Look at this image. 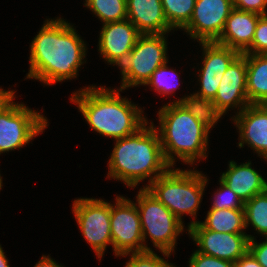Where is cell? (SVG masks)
<instances>
[{
	"label": "cell",
	"mask_w": 267,
	"mask_h": 267,
	"mask_svg": "<svg viewBox=\"0 0 267 267\" xmlns=\"http://www.w3.org/2000/svg\"><path fill=\"white\" fill-rule=\"evenodd\" d=\"M125 267H176L158 256L154 251L131 253L130 260Z\"/></svg>",
	"instance_id": "cell-28"
},
{
	"label": "cell",
	"mask_w": 267,
	"mask_h": 267,
	"mask_svg": "<svg viewBox=\"0 0 267 267\" xmlns=\"http://www.w3.org/2000/svg\"><path fill=\"white\" fill-rule=\"evenodd\" d=\"M239 130L241 148L248 144L267 160V107L264 104H250L231 118Z\"/></svg>",
	"instance_id": "cell-16"
},
{
	"label": "cell",
	"mask_w": 267,
	"mask_h": 267,
	"mask_svg": "<svg viewBox=\"0 0 267 267\" xmlns=\"http://www.w3.org/2000/svg\"><path fill=\"white\" fill-rule=\"evenodd\" d=\"M86 57V44L62 18L46 20L30 44L27 78L46 85L76 78Z\"/></svg>",
	"instance_id": "cell-1"
},
{
	"label": "cell",
	"mask_w": 267,
	"mask_h": 267,
	"mask_svg": "<svg viewBox=\"0 0 267 267\" xmlns=\"http://www.w3.org/2000/svg\"><path fill=\"white\" fill-rule=\"evenodd\" d=\"M182 107H184L192 116H194L202 125L210 132V129L218 122V120L225 114H223L217 105L213 102V99L199 96L195 93L191 96L180 98L175 100Z\"/></svg>",
	"instance_id": "cell-22"
},
{
	"label": "cell",
	"mask_w": 267,
	"mask_h": 267,
	"mask_svg": "<svg viewBox=\"0 0 267 267\" xmlns=\"http://www.w3.org/2000/svg\"><path fill=\"white\" fill-rule=\"evenodd\" d=\"M166 34H141L120 66V89L144 85L160 66L168 63Z\"/></svg>",
	"instance_id": "cell-7"
},
{
	"label": "cell",
	"mask_w": 267,
	"mask_h": 267,
	"mask_svg": "<svg viewBox=\"0 0 267 267\" xmlns=\"http://www.w3.org/2000/svg\"><path fill=\"white\" fill-rule=\"evenodd\" d=\"M260 16L253 12L234 8L227 18L224 30L216 43L243 54L252 44Z\"/></svg>",
	"instance_id": "cell-18"
},
{
	"label": "cell",
	"mask_w": 267,
	"mask_h": 267,
	"mask_svg": "<svg viewBox=\"0 0 267 267\" xmlns=\"http://www.w3.org/2000/svg\"><path fill=\"white\" fill-rule=\"evenodd\" d=\"M187 231L198 245V252L234 263L248 251L249 240L254 238L248 234L208 230L199 221H191Z\"/></svg>",
	"instance_id": "cell-11"
},
{
	"label": "cell",
	"mask_w": 267,
	"mask_h": 267,
	"mask_svg": "<svg viewBox=\"0 0 267 267\" xmlns=\"http://www.w3.org/2000/svg\"><path fill=\"white\" fill-rule=\"evenodd\" d=\"M72 211L83 237L100 260L106 247L112 245L110 203L102 199L79 198L74 200Z\"/></svg>",
	"instance_id": "cell-9"
},
{
	"label": "cell",
	"mask_w": 267,
	"mask_h": 267,
	"mask_svg": "<svg viewBox=\"0 0 267 267\" xmlns=\"http://www.w3.org/2000/svg\"><path fill=\"white\" fill-rule=\"evenodd\" d=\"M233 9L232 0H196L192 17L182 30L199 43L216 42Z\"/></svg>",
	"instance_id": "cell-12"
},
{
	"label": "cell",
	"mask_w": 267,
	"mask_h": 267,
	"mask_svg": "<svg viewBox=\"0 0 267 267\" xmlns=\"http://www.w3.org/2000/svg\"><path fill=\"white\" fill-rule=\"evenodd\" d=\"M189 267H234V262L205 255L196 250L189 259Z\"/></svg>",
	"instance_id": "cell-30"
},
{
	"label": "cell",
	"mask_w": 267,
	"mask_h": 267,
	"mask_svg": "<svg viewBox=\"0 0 267 267\" xmlns=\"http://www.w3.org/2000/svg\"><path fill=\"white\" fill-rule=\"evenodd\" d=\"M244 53L267 54V15L259 17L252 44Z\"/></svg>",
	"instance_id": "cell-29"
},
{
	"label": "cell",
	"mask_w": 267,
	"mask_h": 267,
	"mask_svg": "<svg viewBox=\"0 0 267 267\" xmlns=\"http://www.w3.org/2000/svg\"><path fill=\"white\" fill-rule=\"evenodd\" d=\"M2 189V178H1V175H0V190Z\"/></svg>",
	"instance_id": "cell-37"
},
{
	"label": "cell",
	"mask_w": 267,
	"mask_h": 267,
	"mask_svg": "<svg viewBox=\"0 0 267 267\" xmlns=\"http://www.w3.org/2000/svg\"><path fill=\"white\" fill-rule=\"evenodd\" d=\"M247 65L246 58L240 54L227 68L219 83L213 102L224 114L230 108L238 107L240 113L250 105L247 94ZM229 108V109H228Z\"/></svg>",
	"instance_id": "cell-15"
},
{
	"label": "cell",
	"mask_w": 267,
	"mask_h": 267,
	"mask_svg": "<svg viewBox=\"0 0 267 267\" xmlns=\"http://www.w3.org/2000/svg\"><path fill=\"white\" fill-rule=\"evenodd\" d=\"M15 91L12 90L5 91L0 88V108L12 97L15 96Z\"/></svg>",
	"instance_id": "cell-35"
},
{
	"label": "cell",
	"mask_w": 267,
	"mask_h": 267,
	"mask_svg": "<svg viewBox=\"0 0 267 267\" xmlns=\"http://www.w3.org/2000/svg\"><path fill=\"white\" fill-rule=\"evenodd\" d=\"M147 125L148 122L130 136L115 139L107 178L123 181L128 187L135 188L148 177L149 184L143 187L147 188L171 168L164 157L156 127L153 122Z\"/></svg>",
	"instance_id": "cell-2"
},
{
	"label": "cell",
	"mask_w": 267,
	"mask_h": 267,
	"mask_svg": "<svg viewBox=\"0 0 267 267\" xmlns=\"http://www.w3.org/2000/svg\"><path fill=\"white\" fill-rule=\"evenodd\" d=\"M158 132L164 157L172 167L174 156L193 165L197 159H206L209 131L178 102L164 105L158 111Z\"/></svg>",
	"instance_id": "cell-4"
},
{
	"label": "cell",
	"mask_w": 267,
	"mask_h": 267,
	"mask_svg": "<svg viewBox=\"0 0 267 267\" xmlns=\"http://www.w3.org/2000/svg\"><path fill=\"white\" fill-rule=\"evenodd\" d=\"M136 206L140 215L144 251H152L145 244L150 237L154 247L167 258L174 251L176 239L184 231L181 222L164 204H162L147 188H140L136 196Z\"/></svg>",
	"instance_id": "cell-6"
},
{
	"label": "cell",
	"mask_w": 267,
	"mask_h": 267,
	"mask_svg": "<svg viewBox=\"0 0 267 267\" xmlns=\"http://www.w3.org/2000/svg\"><path fill=\"white\" fill-rule=\"evenodd\" d=\"M172 75L176 76V79L180 78L178 77L179 74L173 69L170 70L167 66V63H165L164 65L160 66L157 70L153 72L150 79L146 82L145 85H150L151 87L154 88L156 92H158L159 94L162 93L161 95L171 94L175 91V89L177 90V87L179 86V85H174V83L171 84L174 81L173 80L170 82L169 78L171 76L172 79Z\"/></svg>",
	"instance_id": "cell-26"
},
{
	"label": "cell",
	"mask_w": 267,
	"mask_h": 267,
	"mask_svg": "<svg viewBox=\"0 0 267 267\" xmlns=\"http://www.w3.org/2000/svg\"><path fill=\"white\" fill-rule=\"evenodd\" d=\"M127 19L140 34H166L173 30L166 19L161 0H126Z\"/></svg>",
	"instance_id": "cell-17"
},
{
	"label": "cell",
	"mask_w": 267,
	"mask_h": 267,
	"mask_svg": "<svg viewBox=\"0 0 267 267\" xmlns=\"http://www.w3.org/2000/svg\"><path fill=\"white\" fill-rule=\"evenodd\" d=\"M245 226L267 237V190L244 203Z\"/></svg>",
	"instance_id": "cell-23"
},
{
	"label": "cell",
	"mask_w": 267,
	"mask_h": 267,
	"mask_svg": "<svg viewBox=\"0 0 267 267\" xmlns=\"http://www.w3.org/2000/svg\"><path fill=\"white\" fill-rule=\"evenodd\" d=\"M110 225L116 257L144 252L140 215L134 201L116 196V204L110 203Z\"/></svg>",
	"instance_id": "cell-10"
},
{
	"label": "cell",
	"mask_w": 267,
	"mask_h": 267,
	"mask_svg": "<svg viewBox=\"0 0 267 267\" xmlns=\"http://www.w3.org/2000/svg\"><path fill=\"white\" fill-rule=\"evenodd\" d=\"M247 65V94L250 104L267 101V54H242Z\"/></svg>",
	"instance_id": "cell-20"
},
{
	"label": "cell",
	"mask_w": 267,
	"mask_h": 267,
	"mask_svg": "<svg viewBox=\"0 0 267 267\" xmlns=\"http://www.w3.org/2000/svg\"><path fill=\"white\" fill-rule=\"evenodd\" d=\"M84 6L98 16L103 24L127 19L126 0H85Z\"/></svg>",
	"instance_id": "cell-24"
},
{
	"label": "cell",
	"mask_w": 267,
	"mask_h": 267,
	"mask_svg": "<svg viewBox=\"0 0 267 267\" xmlns=\"http://www.w3.org/2000/svg\"><path fill=\"white\" fill-rule=\"evenodd\" d=\"M220 188L214 195L212 207L210 209H244L241 199L221 180Z\"/></svg>",
	"instance_id": "cell-27"
},
{
	"label": "cell",
	"mask_w": 267,
	"mask_h": 267,
	"mask_svg": "<svg viewBox=\"0 0 267 267\" xmlns=\"http://www.w3.org/2000/svg\"><path fill=\"white\" fill-rule=\"evenodd\" d=\"M255 241V238L249 240L248 251L263 267H267V237L262 243Z\"/></svg>",
	"instance_id": "cell-32"
},
{
	"label": "cell",
	"mask_w": 267,
	"mask_h": 267,
	"mask_svg": "<svg viewBox=\"0 0 267 267\" xmlns=\"http://www.w3.org/2000/svg\"><path fill=\"white\" fill-rule=\"evenodd\" d=\"M0 267H10L8 264V259L6 258V255L1 245H0Z\"/></svg>",
	"instance_id": "cell-36"
},
{
	"label": "cell",
	"mask_w": 267,
	"mask_h": 267,
	"mask_svg": "<svg viewBox=\"0 0 267 267\" xmlns=\"http://www.w3.org/2000/svg\"><path fill=\"white\" fill-rule=\"evenodd\" d=\"M199 223L215 232L246 234L244 209H209L205 221Z\"/></svg>",
	"instance_id": "cell-21"
},
{
	"label": "cell",
	"mask_w": 267,
	"mask_h": 267,
	"mask_svg": "<svg viewBox=\"0 0 267 267\" xmlns=\"http://www.w3.org/2000/svg\"><path fill=\"white\" fill-rule=\"evenodd\" d=\"M200 44L204 56L202 68L198 70L201 88L195 94L214 99L222 76L240 53L216 42H200Z\"/></svg>",
	"instance_id": "cell-13"
},
{
	"label": "cell",
	"mask_w": 267,
	"mask_h": 267,
	"mask_svg": "<svg viewBox=\"0 0 267 267\" xmlns=\"http://www.w3.org/2000/svg\"><path fill=\"white\" fill-rule=\"evenodd\" d=\"M235 9L267 15V0H232Z\"/></svg>",
	"instance_id": "cell-31"
},
{
	"label": "cell",
	"mask_w": 267,
	"mask_h": 267,
	"mask_svg": "<svg viewBox=\"0 0 267 267\" xmlns=\"http://www.w3.org/2000/svg\"><path fill=\"white\" fill-rule=\"evenodd\" d=\"M207 182L202 172L170 168L147 189L182 222L185 213L196 220Z\"/></svg>",
	"instance_id": "cell-5"
},
{
	"label": "cell",
	"mask_w": 267,
	"mask_h": 267,
	"mask_svg": "<svg viewBox=\"0 0 267 267\" xmlns=\"http://www.w3.org/2000/svg\"><path fill=\"white\" fill-rule=\"evenodd\" d=\"M99 35L100 55L107 63L118 65L120 68L141 34L128 19H125L103 24Z\"/></svg>",
	"instance_id": "cell-14"
},
{
	"label": "cell",
	"mask_w": 267,
	"mask_h": 267,
	"mask_svg": "<svg viewBox=\"0 0 267 267\" xmlns=\"http://www.w3.org/2000/svg\"><path fill=\"white\" fill-rule=\"evenodd\" d=\"M12 96L0 108V154L20 149L47 127V118L28 106L13 102Z\"/></svg>",
	"instance_id": "cell-8"
},
{
	"label": "cell",
	"mask_w": 267,
	"mask_h": 267,
	"mask_svg": "<svg viewBox=\"0 0 267 267\" xmlns=\"http://www.w3.org/2000/svg\"><path fill=\"white\" fill-rule=\"evenodd\" d=\"M162 7L169 23L174 29H183L190 21L196 0H161Z\"/></svg>",
	"instance_id": "cell-25"
},
{
	"label": "cell",
	"mask_w": 267,
	"mask_h": 267,
	"mask_svg": "<svg viewBox=\"0 0 267 267\" xmlns=\"http://www.w3.org/2000/svg\"><path fill=\"white\" fill-rule=\"evenodd\" d=\"M34 267H63V266L56 263L54 259H51L50 255L49 256L43 255L40 261H38V263H36Z\"/></svg>",
	"instance_id": "cell-34"
},
{
	"label": "cell",
	"mask_w": 267,
	"mask_h": 267,
	"mask_svg": "<svg viewBox=\"0 0 267 267\" xmlns=\"http://www.w3.org/2000/svg\"><path fill=\"white\" fill-rule=\"evenodd\" d=\"M121 91L92 85L73 93L70 100L92 130L115 140L136 133L148 122L142 109L122 98Z\"/></svg>",
	"instance_id": "cell-3"
},
{
	"label": "cell",
	"mask_w": 267,
	"mask_h": 267,
	"mask_svg": "<svg viewBox=\"0 0 267 267\" xmlns=\"http://www.w3.org/2000/svg\"><path fill=\"white\" fill-rule=\"evenodd\" d=\"M228 166L220 180L234 191L243 203L267 190V181L251 167V162L237 165L235 161H230Z\"/></svg>",
	"instance_id": "cell-19"
},
{
	"label": "cell",
	"mask_w": 267,
	"mask_h": 267,
	"mask_svg": "<svg viewBox=\"0 0 267 267\" xmlns=\"http://www.w3.org/2000/svg\"><path fill=\"white\" fill-rule=\"evenodd\" d=\"M234 267H263L253 255L247 251L242 257H240L235 263Z\"/></svg>",
	"instance_id": "cell-33"
}]
</instances>
